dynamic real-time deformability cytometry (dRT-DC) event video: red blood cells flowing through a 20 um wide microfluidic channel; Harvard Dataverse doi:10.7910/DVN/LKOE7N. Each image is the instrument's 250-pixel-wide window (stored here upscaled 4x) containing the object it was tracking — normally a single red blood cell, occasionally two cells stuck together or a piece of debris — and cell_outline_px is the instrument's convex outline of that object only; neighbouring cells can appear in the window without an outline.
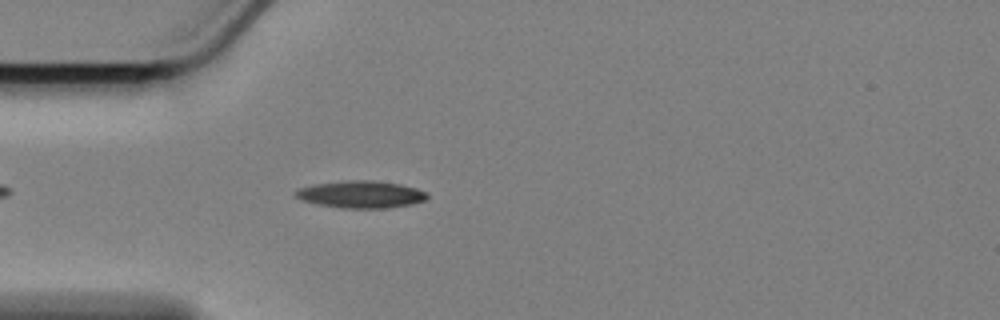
{"species": "Egyptian fruit bat (a non-hibernating species)", "species_latin": "Rousettus aegyptiacus", "temperature_condition": "cold", "stored_images_in_passage": 21, "camera_frame_rate_fps": 3000, "um_per_image_px": 0.085, "animal": {"sex": "female"}, "frame": {"image": 1, "passage_image": 6, "time_ms": 1.667, "image_size_px": [1000, 320], "cell_outline_px": [[428, 200], [412, 204], [384, 208], [344, 208], [316, 204], [300, 200], [292, 196], [292, 192], [296, 188], [312, 184], [344, 180], [372, 180], [400, 184], [416, 188], [428, 192]], "centroid_in_image_um": [30.62, 16.51], "position_along_channel_um": 54.4, "area_um2": 21.33}}
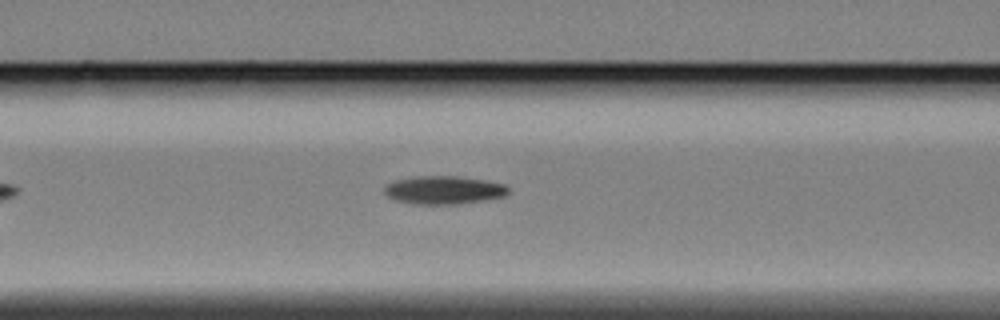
{"frame": {"image": 2, "passage_image": 13, "time_ms": 4.0, "image_size_px": [1000, 320], "cell_outline_px": [[508, 192], [504, 196], [484, 200], [456, 204], [416, 204], [396, 200], [388, 196], [384, 192], [384, 188], [388, 184], [396, 180], [412, 176], [456, 176], [484, 180], [504, 184], [508, 188]], "centroid_in_image_um": [37.71, 16.15], "position_along_channel_um": 128.9, "area_um2": 20.17}}
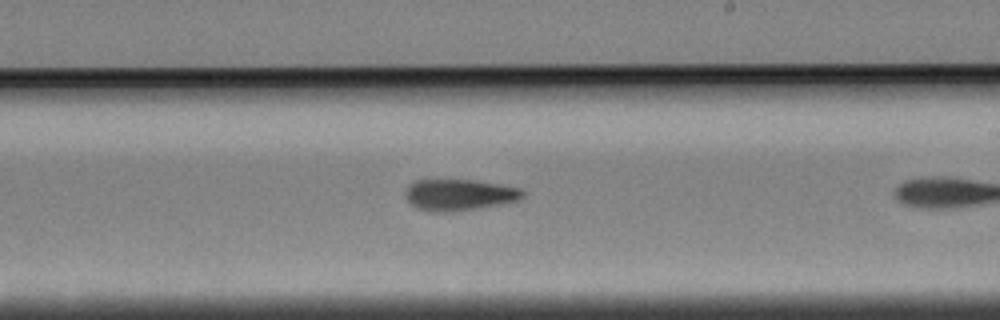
{"frame": {"image": 3, "passage_image": 20, "time_ms": 6.333, "image_size_px": [1000, 320], "cell_outline_px": [[524, 196], [520, 200], [448, 212], [428, 212], [416, 208], [408, 200], [404, 192], [416, 180], [472, 180], [520, 188], [524, 192]], "centroid_in_image_um": [39.0, 16.56], "position_along_channel_um": 250.0, "area_um2": 20.92}}